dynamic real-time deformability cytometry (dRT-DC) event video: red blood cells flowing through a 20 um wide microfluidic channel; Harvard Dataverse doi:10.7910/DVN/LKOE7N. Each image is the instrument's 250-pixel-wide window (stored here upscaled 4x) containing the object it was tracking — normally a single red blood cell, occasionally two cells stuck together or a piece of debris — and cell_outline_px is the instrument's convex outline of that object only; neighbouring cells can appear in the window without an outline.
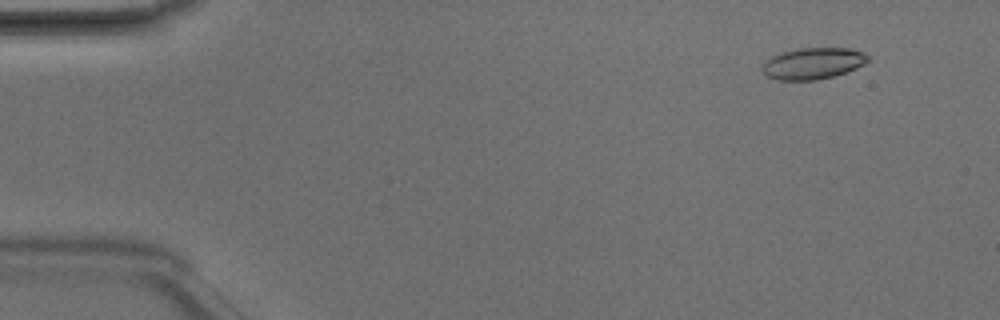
{"species": "Egyptian fruit bat (a non-hibernating species)", "species_latin": "Rousettus aegyptiacus", "temperature_condition": "room temperature", "stored_images_in_passage": 6, "camera_frame_rate_fps": 3000, "um_per_image_px": 0.085, "animal": {"sex": "male"}, "frame": {"image": 1, "passage_image": 2, "time_ms": 0.333, "image_size_px": [1000, 320], "cell_outline_px": [[868, 60], [864, 64], [856, 68], [832, 76], [816, 80], [776, 80], [768, 76], [764, 72], [764, 60], [772, 56], [796, 48], [848, 48], [864, 52], [868, 56]], "centroid_in_image_um": [69.1, 5.38], "position_along_channel_um": 15.9, "area_um2": 19.13}}
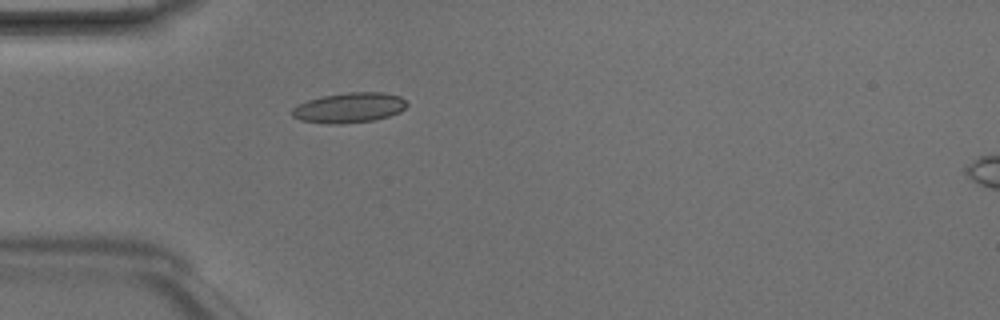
{"frame": {"image": 2, "passage_image": 5, "time_ms": 1.333, "image_size_px": [1000, 320], "cell_outline_px": [[408, 104], [400, 112], [376, 120], [344, 124], [324, 124], [300, 120], [292, 116], [292, 108], [296, 104], [308, 100], [324, 96], [348, 92], [384, 92], [400, 96]], "centroid_in_image_um": [29.67, 9.16], "position_along_channel_um": 55.3, "area_um2": 20.35}}